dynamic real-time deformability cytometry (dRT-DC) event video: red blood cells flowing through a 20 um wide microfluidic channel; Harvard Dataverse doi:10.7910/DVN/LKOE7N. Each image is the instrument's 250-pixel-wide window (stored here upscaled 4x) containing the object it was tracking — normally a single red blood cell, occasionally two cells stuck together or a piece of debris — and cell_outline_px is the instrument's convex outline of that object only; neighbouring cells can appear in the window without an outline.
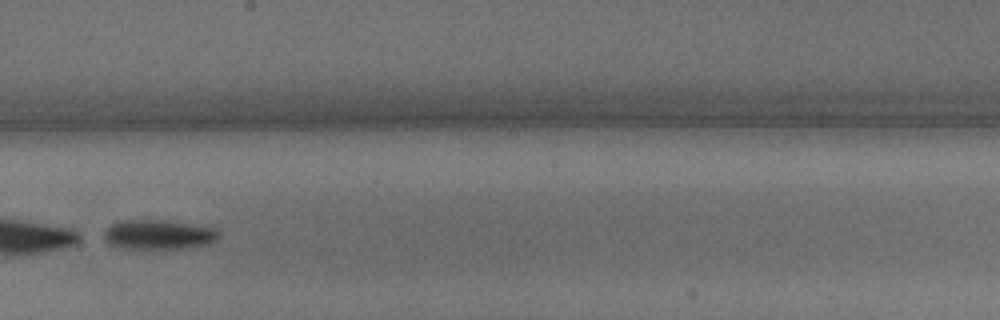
{"species": "common noctule bat (a hibernating species)", "species_latin": "Nyctalus noctula", "temperature_condition": "warm", "stored_images_in_passage": 46, "segment_of_instrument_passage": [2, 2], "camera_frame_rate_fps": 3000, "um_per_image_px": 0.085, "animal": {"sex": "male", "body_mass_g": 15.6}, "frame": {"image": 1, "passage_image": 27, "time_ms": 8.667, "image_size_px": [1000, 320], "cell_outline_px": [[220, 236], [216, 240], [208, 244], [184, 248], [120, 248], [108, 244], [104, 240], [104, 232], [112, 224], [120, 220], [168, 220], [216, 228], [220, 232]], "centroid_in_image_um": [13.49, 19.93], "position_along_channel_um": 234.7, "area_um2": 19.88}}